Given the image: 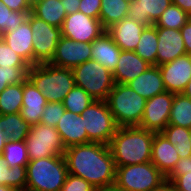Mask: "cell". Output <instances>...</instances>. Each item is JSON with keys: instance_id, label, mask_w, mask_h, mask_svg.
<instances>
[{"instance_id": "obj_37", "label": "cell", "mask_w": 191, "mask_h": 191, "mask_svg": "<svg viewBox=\"0 0 191 191\" xmlns=\"http://www.w3.org/2000/svg\"><path fill=\"white\" fill-rule=\"evenodd\" d=\"M29 68L0 66V94L8 85L23 82L27 78Z\"/></svg>"}, {"instance_id": "obj_2", "label": "cell", "mask_w": 191, "mask_h": 191, "mask_svg": "<svg viewBox=\"0 0 191 191\" xmlns=\"http://www.w3.org/2000/svg\"><path fill=\"white\" fill-rule=\"evenodd\" d=\"M154 133L139 126L118 127L108 144L115 165L126 166L150 162Z\"/></svg>"}, {"instance_id": "obj_51", "label": "cell", "mask_w": 191, "mask_h": 191, "mask_svg": "<svg viewBox=\"0 0 191 191\" xmlns=\"http://www.w3.org/2000/svg\"><path fill=\"white\" fill-rule=\"evenodd\" d=\"M182 94L191 99V79L189 80Z\"/></svg>"}, {"instance_id": "obj_27", "label": "cell", "mask_w": 191, "mask_h": 191, "mask_svg": "<svg viewBox=\"0 0 191 191\" xmlns=\"http://www.w3.org/2000/svg\"><path fill=\"white\" fill-rule=\"evenodd\" d=\"M129 3L124 0H101L99 20L105 30L127 17Z\"/></svg>"}, {"instance_id": "obj_30", "label": "cell", "mask_w": 191, "mask_h": 191, "mask_svg": "<svg viewBox=\"0 0 191 191\" xmlns=\"http://www.w3.org/2000/svg\"><path fill=\"white\" fill-rule=\"evenodd\" d=\"M23 102V82L8 85L0 94V114L20 113Z\"/></svg>"}, {"instance_id": "obj_26", "label": "cell", "mask_w": 191, "mask_h": 191, "mask_svg": "<svg viewBox=\"0 0 191 191\" xmlns=\"http://www.w3.org/2000/svg\"><path fill=\"white\" fill-rule=\"evenodd\" d=\"M0 129L4 131L9 141H25L31 125L21 117L20 113L0 114Z\"/></svg>"}, {"instance_id": "obj_49", "label": "cell", "mask_w": 191, "mask_h": 191, "mask_svg": "<svg viewBox=\"0 0 191 191\" xmlns=\"http://www.w3.org/2000/svg\"><path fill=\"white\" fill-rule=\"evenodd\" d=\"M8 141L7 137L5 136L4 131L0 129V155H2V152L4 150L5 144Z\"/></svg>"}, {"instance_id": "obj_33", "label": "cell", "mask_w": 191, "mask_h": 191, "mask_svg": "<svg viewBox=\"0 0 191 191\" xmlns=\"http://www.w3.org/2000/svg\"><path fill=\"white\" fill-rule=\"evenodd\" d=\"M2 157L8 167L27 166L29 162L25 141H7L2 152Z\"/></svg>"}, {"instance_id": "obj_48", "label": "cell", "mask_w": 191, "mask_h": 191, "mask_svg": "<svg viewBox=\"0 0 191 191\" xmlns=\"http://www.w3.org/2000/svg\"><path fill=\"white\" fill-rule=\"evenodd\" d=\"M150 191H177L173 184L169 180H165L158 187L151 189Z\"/></svg>"}, {"instance_id": "obj_17", "label": "cell", "mask_w": 191, "mask_h": 191, "mask_svg": "<svg viewBox=\"0 0 191 191\" xmlns=\"http://www.w3.org/2000/svg\"><path fill=\"white\" fill-rule=\"evenodd\" d=\"M47 99L34 84L26 78L23 81V102L20 110L21 117L31 126L40 123Z\"/></svg>"}, {"instance_id": "obj_47", "label": "cell", "mask_w": 191, "mask_h": 191, "mask_svg": "<svg viewBox=\"0 0 191 191\" xmlns=\"http://www.w3.org/2000/svg\"><path fill=\"white\" fill-rule=\"evenodd\" d=\"M172 4L177 5L191 17V0H172Z\"/></svg>"}, {"instance_id": "obj_8", "label": "cell", "mask_w": 191, "mask_h": 191, "mask_svg": "<svg viewBox=\"0 0 191 191\" xmlns=\"http://www.w3.org/2000/svg\"><path fill=\"white\" fill-rule=\"evenodd\" d=\"M87 131L88 143L95 142L108 145L116 134L118 125L103 100L93 101L81 114Z\"/></svg>"}, {"instance_id": "obj_23", "label": "cell", "mask_w": 191, "mask_h": 191, "mask_svg": "<svg viewBox=\"0 0 191 191\" xmlns=\"http://www.w3.org/2000/svg\"><path fill=\"white\" fill-rule=\"evenodd\" d=\"M127 85L145 99H150L166 91L161 71L157 65H151Z\"/></svg>"}, {"instance_id": "obj_39", "label": "cell", "mask_w": 191, "mask_h": 191, "mask_svg": "<svg viewBox=\"0 0 191 191\" xmlns=\"http://www.w3.org/2000/svg\"><path fill=\"white\" fill-rule=\"evenodd\" d=\"M65 110L61 102H48L44 108L40 123L55 128Z\"/></svg>"}, {"instance_id": "obj_21", "label": "cell", "mask_w": 191, "mask_h": 191, "mask_svg": "<svg viewBox=\"0 0 191 191\" xmlns=\"http://www.w3.org/2000/svg\"><path fill=\"white\" fill-rule=\"evenodd\" d=\"M175 146L160 132L154 133L151 162L167 176L179 161Z\"/></svg>"}, {"instance_id": "obj_19", "label": "cell", "mask_w": 191, "mask_h": 191, "mask_svg": "<svg viewBox=\"0 0 191 191\" xmlns=\"http://www.w3.org/2000/svg\"><path fill=\"white\" fill-rule=\"evenodd\" d=\"M145 27V25L126 17L118 23H114L106 31L121 50L135 51Z\"/></svg>"}, {"instance_id": "obj_1", "label": "cell", "mask_w": 191, "mask_h": 191, "mask_svg": "<svg viewBox=\"0 0 191 191\" xmlns=\"http://www.w3.org/2000/svg\"><path fill=\"white\" fill-rule=\"evenodd\" d=\"M68 173L95 188L115 185L116 165L108 145L89 142L72 145L64 152Z\"/></svg>"}, {"instance_id": "obj_53", "label": "cell", "mask_w": 191, "mask_h": 191, "mask_svg": "<svg viewBox=\"0 0 191 191\" xmlns=\"http://www.w3.org/2000/svg\"><path fill=\"white\" fill-rule=\"evenodd\" d=\"M124 1H126V2H128V3H131V2H133L134 0H124Z\"/></svg>"}, {"instance_id": "obj_46", "label": "cell", "mask_w": 191, "mask_h": 191, "mask_svg": "<svg viewBox=\"0 0 191 191\" xmlns=\"http://www.w3.org/2000/svg\"><path fill=\"white\" fill-rule=\"evenodd\" d=\"M81 0H61L62 5L66 10V14H72L79 11V4Z\"/></svg>"}, {"instance_id": "obj_43", "label": "cell", "mask_w": 191, "mask_h": 191, "mask_svg": "<svg viewBox=\"0 0 191 191\" xmlns=\"http://www.w3.org/2000/svg\"><path fill=\"white\" fill-rule=\"evenodd\" d=\"M8 8L16 12L31 11V0H1Z\"/></svg>"}, {"instance_id": "obj_50", "label": "cell", "mask_w": 191, "mask_h": 191, "mask_svg": "<svg viewBox=\"0 0 191 191\" xmlns=\"http://www.w3.org/2000/svg\"><path fill=\"white\" fill-rule=\"evenodd\" d=\"M94 191H122V190L118 188L116 185H112L107 187H98L95 188Z\"/></svg>"}, {"instance_id": "obj_41", "label": "cell", "mask_w": 191, "mask_h": 191, "mask_svg": "<svg viewBox=\"0 0 191 191\" xmlns=\"http://www.w3.org/2000/svg\"><path fill=\"white\" fill-rule=\"evenodd\" d=\"M101 10V0H81L79 4V12L85 15L99 19Z\"/></svg>"}, {"instance_id": "obj_31", "label": "cell", "mask_w": 191, "mask_h": 191, "mask_svg": "<svg viewBox=\"0 0 191 191\" xmlns=\"http://www.w3.org/2000/svg\"><path fill=\"white\" fill-rule=\"evenodd\" d=\"M161 133L175 146L180 158L191 156L190 129L168 124Z\"/></svg>"}, {"instance_id": "obj_10", "label": "cell", "mask_w": 191, "mask_h": 191, "mask_svg": "<svg viewBox=\"0 0 191 191\" xmlns=\"http://www.w3.org/2000/svg\"><path fill=\"white\" fill-rule=\"evenodd\" d=\"M27 20L33 32V66L49 63L61 37V28L49 25L31 12Z\"/></svg>"}, {"instance_id": "obj_24", "label": "cell", "mask_w": 191, "mask_h": 191, "mask_svg": "<svg viewBox=\"0 0 191 191\" xmlns=\"http://www.w3.org/2000/svg\"><path fill=\"white\" fill-rule=\"evenodd\" d=\"M91 48V59L96 60L113 72L119 60L121 49L113 41L110 34L107 31L102 33L91 43Z\"/></svg>"}, {"instance_id": "obj_13", "label": "cell", "mask_w": 191, "mask_h": 191, "mask_svg": "<svg viewBox=\"0 0 191 191\" xmlns=\"http://www.w3.org/2000/svg\"><path fill=\"white\" fill-rule=\"evenodd\" d=\"M91 52V43L76 42L61 36L49 63L56 67L72 69L90 60Z\"/></svg>"}, {"instance_id": "obj_12", "label": "cell", "mask_w": 191, "mask_h": 191, "mask_svg": "<svg viewBox=\"0 0 191 191\" xmlns=\"http://www.w3.org/2000/svg\"><path fill=\"white\" fill-rule=\"evenodd\" d=\"M174 93L164 91L147 99L139 127L160 133L169 123Z\"/></svg>"}, {"instance_id": "obj_9", "label": "cell", "mask_w": 191, "mask_h": 191, "mask_svg": "<svg viewBox=\"0 0 191 191\" xmlns=\"http://www.w3.org/2000/svg\"><path fill=\"white\" fill-rule=\"evenodd\" d=\"M25 143L29 160L64 155L66 150L57 129L41 123L31 126Z\"/></svg>"}, {"instance_id": "obj_14", "label": "cell", "mask_w": 191, "mask_h": 191, "mask_svg": "<svg viewBox=\"0 0 191 191\" xmlns=\"http://www.w3.org/2000/svg\"><path fill=\"white\" fill-rule=\"evenodd\" d=\"M166 91L180 94L191 79V55L184 54L159 66Z\"/></svg>"}, {"instance_id": "obj_28", "label": "cell", "mask_w": 191, "mask_h": 191, "mask_svg": "<svg viewBox=\"0 0 191 191\" xmlns=\"http://www.w3.org/2000/svg\"><path fill=\"white\" fill-rule=\"evenodd\" d=\"M158 37L155 25L146 26L141 33L135 53L151 65H156Z\"/></svg>"}, {"instance_id": "obj_6", "label": "cell", "mask_w": 191, "mask_h": 191, "mask_svg": "<svg viewBox=\"0 0 191 191\" xmlns=\"http://www.w3.org/2000/svg\"><path fill=\"white\" fill-rule=\"evenodd\" d=\"M75 85L94 100L106 101L114 87L113 73L96 60H88L72 68Z\"/></svg>"}, {"instance_id": "obj_36", "label": "cell", "mask_w": 191, "mask_h": 191, "mask_svg": "<svg viewBox=\"0 0 191 191\" xmlns=\"http://www.w3.org/2000/svg\"><path fill=\"white\" fill-rule=\"evenodd\" d=\"M30 12L12 11L0 0V32L3 34L16 29L28 19Z\"/></svg>"}, {"instance_id": "obj_44", "label": "cell", "mask_w": 191, "mask_h": 191, "mask_svg": "<svg viewBox=\"0 0 191 191\" xmlns=\"http://www.w3.org/2000/svg\"><path fill=\"white\" fill-rule=\"evenodd\" d=\"M191 171V156L180 158L173 170L168 175H184Z\"/></svg>"}, {"instance_id": "obj_25", "label": "cell", "mask_w": 191, "mask_h": 191, "mask_svg": "<svg viewBox=\"0 0 191 191\" xmlns=\"http://www.w3.org/2000/svg\"><path fill=\"white\" fill-rule=\"evenodd\" d=\"M31 13L49 25L61 28L65 17L66 10L61 1L53 0H31Z\"/></svg>"}, {"instance_id": "obj_4", "label": "cell", "mask_w": 191, "mask_h": 191, "mask_svg": "<svg viewBox=\"0 0 191 191\" xmlns=\"http://www.w3.org/2000/svg\"><path fill=\"white\" fill-rule=\"evenodd\" d=\"M68 169L63 155L29 160L25 191H60Z\"/></svg>"}, {"instance_id": "obj_35", "label": "cell", "mask_w": 191, "mask_h": 191, "mask_svg": "<svg viewBox=\"0 0 191 191\" xmlns=\"http://www.w3.org/2000/svg\"><path fill=\"white\" fill-rule=\"evenodd\" d=\"M95 101L84 89L74 86L63 100L66 111L81 115Z\"/></svg>"}, {"instance_id": "obj_7", "label": "cell", "mask_w": 191, "mask_h": 191, "mask_svg": "<svg viewBox=\"0 0 191 191\" xmlns=\"http://www.w3.org/2000/svg\"><path fill=\"white\" fill-rule=\"evenodd\" d=\"M166 180L150 161L142 164L116 166L115 185L122 191H150Z\"/></svg>"}, {"instance_id": "obj_29", "label": "cell", "mask_w": 191, "mask_h": 191, "mask_svg": "<svg viewBox=\"0 0 191 191\" xmlns=\"http://www.w3.org/2000/svg\"><path fill=\"white\" fill-rule=\"evenodd\" d=\"M191 129V99L182 93L174 94L169 123Z\"/></svg>"}, {"instance_id": "obj_32", "label": "cell", "mask_w": 191, "mask_h": 191, "mask_svg": "<svg viewBox=\"0 0 191 191\" xmlns=\"http://www.w3.org/2000/svg\"><path fill=\"white\" fill-rule=\"evenodd\" d=\"M0 185H6L17 191L26 189V166L8 167L0 155Z\"/></svg>"}, {"instance_id": "obj_3", "label": "cell", "mask_w": 191, "mask_h": 191, "mask_svg": "<svg viewBox=\"0 0 191 191\" xmlns=\"http://www.w3.org/2000/svg\"><path fill=\"white\" fill-rule=\"evenodd\" d=\"M27 78L42 92L47 102H63L75 86L72 69L61 68L50 63L30 66Z\"/></svg>"}, {"instance_id": "obj_5", "label": "cell", "mask_w": 191, "mask_h": 191, "mask_svg": "<svg viewBox=\"0 0 191 191\" xmlns=\"http://www.w3.org/2000/svg\"><path fill=\"white\" fill-rule=\"evenodd\" d=\"M146 100L127 84L115 83L106 102L117 125L121 127L140 124Z\"/></svg>"}, {"instance_id": "obj_45", "label": "cell", "mask_w": 191, "mask_h": 191, "mask_svg": "<svg viewBox=\"0 0 191 191\" xmlns=\"http://www.w3.org/2000/svg\"><path fill=\"white\" fill-rule=\"evenodd\" d=\"M180 32L182 34L186 53L191 55V18L180 29Z\"/></svg>"}, {"instance_id": "obj_40", "label": "cell", "mask_w": 191, "mask_h": 191, "mask_svg": "<svg viewBox=\"0 0 191 191\" xmlns=\"http://www.w3.org/2000/svg\"><path fill=\"white\" fill-rule=\"evenodd\" d=\"M95 187L83 178L68 173L60 191H94Z\"/></svg>"}, {"instance_id": "obj_52", "label": "cell", "mask_w": 191, "mask_h": 191, "mask_svg": "<svg viewBox=\"0 0 191 191\" xmlns=\"http://www.w3.org/2000/svg\"><path fill=\"white\" fill-rule=\"evenodd\" d=\"M0 191H17L14 188L8 187L6 185H0Z\"/></svg>"}, {"instance_id": "obj_34", "label": "cell", "mask_w": 191, "mask_h": 191, "mask_svg": "<svg viewBox=\"0 0 191 191\" xmlns=\"http://www.w3.org/2000/svg\"><path fill=\"white\" fill-rule=\"evenodd\" d=\"M190 18L185 11L171 3L154 25L156 27L180 30Z\"/></svg>"}, {"instance_id": "obj_11", "label": "cell", "mask_w": 191, "mask_h": 191, "mask_svg": "<svg viewBox=\"0 0 191 191\" xmlns=\"http://www.w3.org/2000/svg\"><path fill=\"white\" fill-rule=\"evenodd\" d=\"M106 30L101 21L82 12L68 14L61 27V36L76 42L92 43Z\"/></svg>"}, {"instance_id": "obj_38", "label": "cell", "mask_w": 191, "mask_h": 191, "mask_svg": "<svg viewBox=\"0 0 191 191\" xmlns=\"http://www.w3.org/2000/svg\"><path fill=\"white\" fill-rule=\"evenodd\" d=\"M0 66L30 67V65L12 50L3 39L0 40Z\"/></svg>"}, {"instance_id": "obj_18", "label": "cell", "mask_w": 191, "mask_h": 191, "mask_svg": "<svg viewBox=\"0 0 191 191\" xmlns=\"http://www.w3.org/2000/svg\"><path fill=\"white\" fill-rule=\"evenodd\" d=\"M172 0H134L129 3L127 17L145 26L154 25Z\"/></svg>"}, {"instance_id": "obj_42", "label": "cell", "mask_w": 191, "mask_h": 191, "mask_svg": "<svg viewBox=\"0 0 191 191\" xmlns=\"http://www.w3.org/2000/svg\"><path fill=\"white\" fill-rule=\"evenodd\" d=\"M169 180L177 191H191V171L184 175H167Z\"/></svg>"}, {"instance_id": "obj_16", "label": "cell", "mask_w": 191, "mask_h": 191, "mask_svg": "<svg viewBox=\"0 0 191 191\" xmlns=\"http://www.w3.org/2000/svg\"><path fill=\"white\" fill-rule=\"evenodd\" d=\"M65 148L88 143L83 117L69 111L64 112L56 127Z\"/></svg>"}, {"instance_id": "obj_22", "label": "cell", "mask_w": 191, "mask_h": 191, "mask_svg": "<svg viewBox=\"0 0 191 191\" xmlns=\"http://www.w3.org/2000/svg\"><path fill=\"white\" fill-rule=\"evenodd\" d=\"M30 22L26 20L16 29L2 34L6 44L21 56L30 66H33V38Z\"/></svg>"}, {"instance_id": "obj_20", "label": "cell", "mask_w": 191, "mask_h": 191, "mask_svg": "<svg viewBox=\"0 0 191 191\" xmlns=\"http://www.w3.org/2000/svg\"><path fill=\"white\" fill-rule=\"evenodd\" d=\"M150 66L151 64L141 59L135 51L121 50L115 70L112 72L114 82L127 84L146 71Z\"/></svg>"}, {"instance_id": "obj_54", "label": "cell", "mask_w": 191, "mask_h": 191, "mask_svg": "<svg viewBox=\"0 0 191 191\" xmlns=\"http://www.w3.org/2000/svg\"><path fill=\"white\" fill-rule=\"evenodd\" d=\"M189 141H190V144H191V129H190Z\"/></svg>"}, {"instance_id": "obj_15", "label": "cell", "mask_w": 191, "mask_h": 191, "mask_svg": "<svg viewBox=\"0 0 191 191\" xmlns=\"http://www.w3.org/2000/svg\"><path fill=\"white\" fill-rule=\"evenodd\" d=\"M158 37L156 65L174 61L177 57L186 54L180 30L156 27Z\"/></svg>"}]
</instances>
